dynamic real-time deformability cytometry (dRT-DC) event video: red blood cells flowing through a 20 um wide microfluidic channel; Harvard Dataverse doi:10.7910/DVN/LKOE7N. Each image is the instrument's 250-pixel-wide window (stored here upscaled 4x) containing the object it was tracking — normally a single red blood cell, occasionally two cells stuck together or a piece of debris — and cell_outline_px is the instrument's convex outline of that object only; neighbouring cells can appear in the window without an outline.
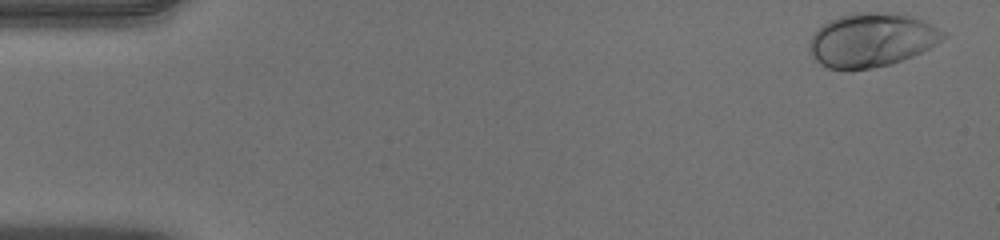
{"species": "human", "species_latin": "Homo sapiens", "temperature_condition": "warm", "stored_images_in_passage": 51, "camera_frame_rate_fps": 3000, "um_per_image_px": 0.085, "donor": {"sex": "male"}, "frame": {"image": 1, "passage_image": 1, "time_ms": 0.0, "image_size_px": [1000, 240], "cell_outline_px": [[948, 36], [936, 44], [912, 56], [892, 64], [872, 68], [828, 68], [820, 64], [812, 56], [808, 48], [808, 44], [812, 36], [828, 20], [852, 12], [900, 12], [924, 20], [944, 32]], "centroid_in_image_um": [74.1, 3.37], "position_along_channel_um": 10.9, "area_um2": 41.91}}
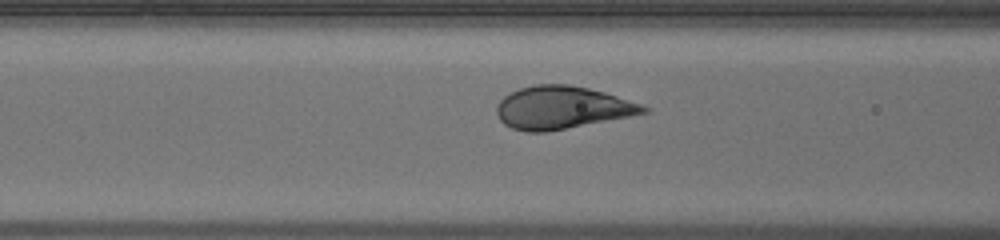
{"frame": {"image": 2, "passage_image": 20, "time_ms": 6.333, "image_size_px": [1000, 240], "cell_outline_px": [[648, 112], [628, 116], [544, 132], [528, 132], [512, 128], [504, 124], [500, 120], [496, 112], [496, 104], [504, 96], [520, 88], [536, 84], [568, 84], [588, 88], [604, 92], [640, 104], [648, 108]], "centroid_in_image_um": [47.7, 9.14], "position_along_channel_um": 118.9, "area_um2": 35.95}}
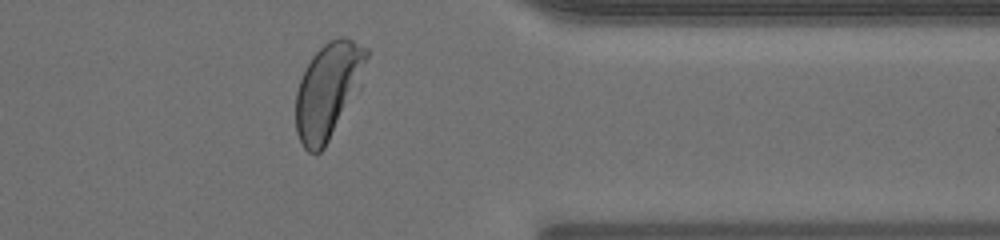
{"frame": {"image": 3, "passage_image": 41, "time_ms": 13.333, "image_size_px": [1000, 240], "cell_outline_px": [[368, 56], [360, 92], [324, 148], [316, 156], [308, 152], [304, 148], [296, 132], [296, 92], [300, 80], [312, 56], [328, 40], [340, 36], [344, 36], [368, 48]], "centroid_in_image_um": [27.93, 7.71], "position_along_channel_um": 383.5, "area_um2": 40.06}, "authors_computed_cell_mechanics": {"area_um2": 37.7434, "velocity_mm_per_s": 3.9346, "shape_relaxation_time_tau1_ms": 1.7568, "shape_relaxation_time_tau2_ms": null, "deformation_change_tau1": 0.1508, "deformation_change_tau2": null}}